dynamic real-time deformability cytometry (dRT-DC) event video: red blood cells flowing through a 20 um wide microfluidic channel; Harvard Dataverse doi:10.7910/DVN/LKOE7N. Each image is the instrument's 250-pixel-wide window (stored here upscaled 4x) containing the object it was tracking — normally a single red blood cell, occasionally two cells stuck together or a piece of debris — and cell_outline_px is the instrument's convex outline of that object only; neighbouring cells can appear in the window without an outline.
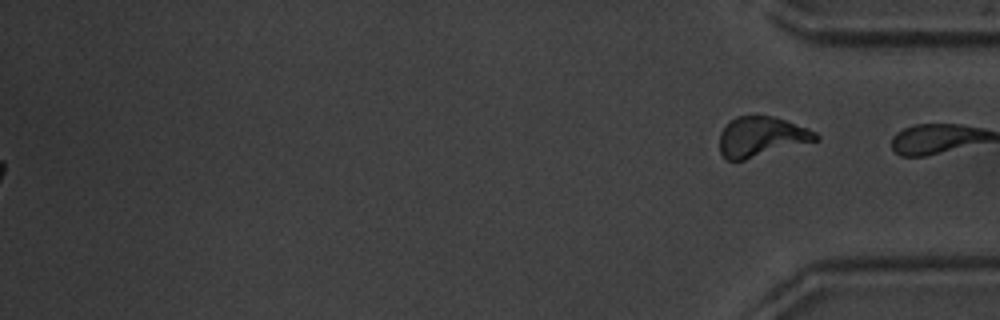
{"species": "common noctule bat (a hibernating species)", "species_latin": "Nyctalus noctula", "temperature_condition": "warm", "stored_images_in_passage": 37, "segment_of_instrument_passage": [2, 2], "camera_frame_rate_fps": 3000, "um_per_image_px": 0.085, "animal": {"sex": "male", "body_mass_g": 20.1, "forearm_length_mm": 53.5}, "frame": {"image": 1, "passage_image": 37, "time_ms": 12.0, "image_size_px": [1000, 320], "cell_outline_px": [[820, 140], [744, 160], [728, 160], [720, 152], [720, 132], [736, 116], [756, 112], [772, 116], [808, 128], [816, 132], [820, 136]], "centroid_in_image_um": [64.74, 11.59], "position_along_channel_um": 370.5, "area_um2": 22.77}}